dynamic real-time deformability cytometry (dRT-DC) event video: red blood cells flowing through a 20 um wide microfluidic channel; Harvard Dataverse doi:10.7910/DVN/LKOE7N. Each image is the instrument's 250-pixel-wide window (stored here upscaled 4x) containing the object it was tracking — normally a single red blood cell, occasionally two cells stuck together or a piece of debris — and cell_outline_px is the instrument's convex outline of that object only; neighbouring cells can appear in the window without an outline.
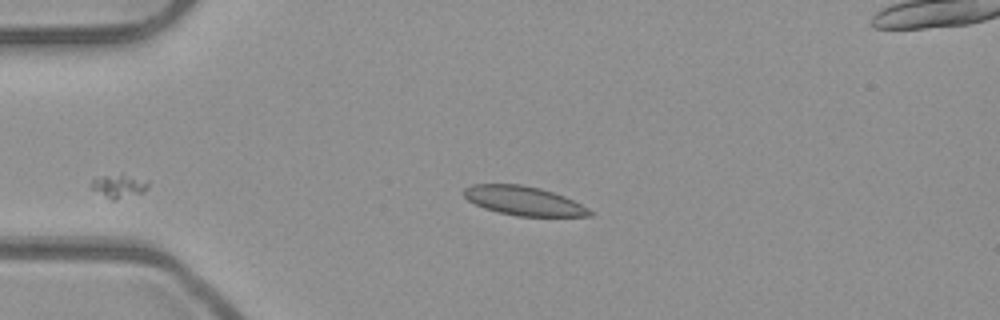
{"species": "common noctule bat (a hibernating species)", "species_latin": "Nyctalus noctula", "temperature_condition": "room temperature", "stored_images_in_passage": 39, "camera_frame_rate_fps": 3000, "um_per_image_px": 0.085, "animal": {"sex": "male", "body_mass_g": 23.1, "forearm_length_mm": 52.7}, "frame": {"image": 1, "passage_image": 1, "time_ms": 0.0, "image_size_px": [1000, 320], "cell_outline_px": [[592, 216], [516, 216], [496, 212], [484, 208], [468, 200], [464, 196], [464, 188], [472, 184], [520, 184], [540, 188], [564, 196], [588, 208], [592, 212]], "centroid_in_image_um": [44.49, 17.07], "position_along_channel_um": 40.5, "area_um2": 21.21}}
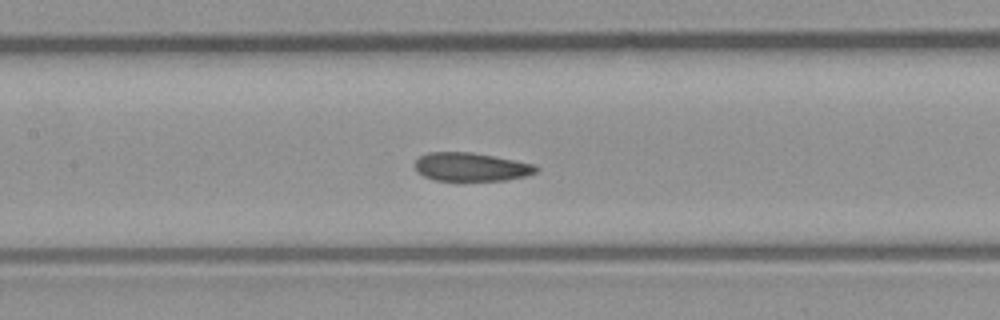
{"frame": {"image": 2, "passage_image": 13, "time_ms": 4.0, "image_size_px": [1000, 320], "cell_outline_px": [[540, 168], [536, 172], [528, 176], [508, 180], [456, 184], [432, 180], [416, 172], [416, 160], [420, 156], [428, 152], [472, 152], [536, 164]], "centroid_in_image_um": [40.05, 14.25], "position_along_channel_um": 167.4, "area_um2": 21.33}}
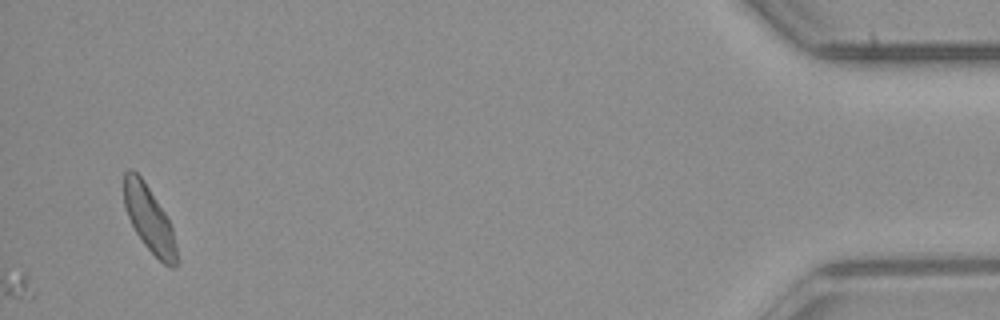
{"frame": {"image": 3, "passage_image": 39, "time_ms": 12.667, "image_size_px": [1000, 320], "cell_outline_px": [[176, 268], [168, 268], [144, 244], [136, 232], [128, 216], [124, 204], [124, 172], [128, 168], [132, 168], [140, 176], [164, 212], [172, 228], [176, 248]], "centroid_in_image_um": [12.66, 18.61], "position_along_channel_um": 422.5, "area_um2": 19.71}, "authors_computed_cell_mechanics": {"area_um2": 20.6924, "velocity_mm_per_s": 3.9348, "shape_relaxation_time_tau1_ms": 9.3726, "shape_relaxation_time_tau2_ms": 2.7923, "deformation_change_tau1": 0.1562, "deformation_change_tau2": 0.0682}}